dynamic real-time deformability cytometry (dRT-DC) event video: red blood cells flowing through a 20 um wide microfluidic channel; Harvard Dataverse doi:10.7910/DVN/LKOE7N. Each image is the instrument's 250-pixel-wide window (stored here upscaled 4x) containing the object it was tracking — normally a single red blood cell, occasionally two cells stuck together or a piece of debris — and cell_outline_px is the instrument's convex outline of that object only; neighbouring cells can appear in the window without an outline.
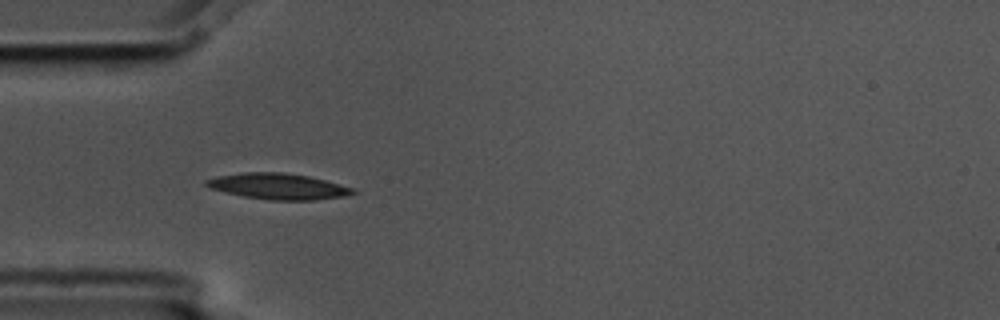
{"species": "common noctule bat (a hibernating species)", "species_latin": "Nyctalus noctula", "temperature_condition": "cold", "stored_images_in_passage": 5, "camera_frame_rate_fps": 3000, "um_per_image_px": 0.085, "animal": {"sex": "male", "body_mass_g": 17.5, "forearm_length_mm": 52.3}, "frame": {"image": 1, "passage_image": 4, "time_ms": 1.0, "image_size_px": [1000, 320], "cell_outline_px": [[356, 192], [344, 196], [316, 200], [268, 200], [244, 196], [224, 192], [212, 188], [204, 184], [204, 180], [216, 176], [244, 172], [280, 172], [308, 176], [356, 188]], "centroid_in_image_um": [23.64, 15.84], "position_along_channel_um": 61.4, "area_um2": 22.14}}